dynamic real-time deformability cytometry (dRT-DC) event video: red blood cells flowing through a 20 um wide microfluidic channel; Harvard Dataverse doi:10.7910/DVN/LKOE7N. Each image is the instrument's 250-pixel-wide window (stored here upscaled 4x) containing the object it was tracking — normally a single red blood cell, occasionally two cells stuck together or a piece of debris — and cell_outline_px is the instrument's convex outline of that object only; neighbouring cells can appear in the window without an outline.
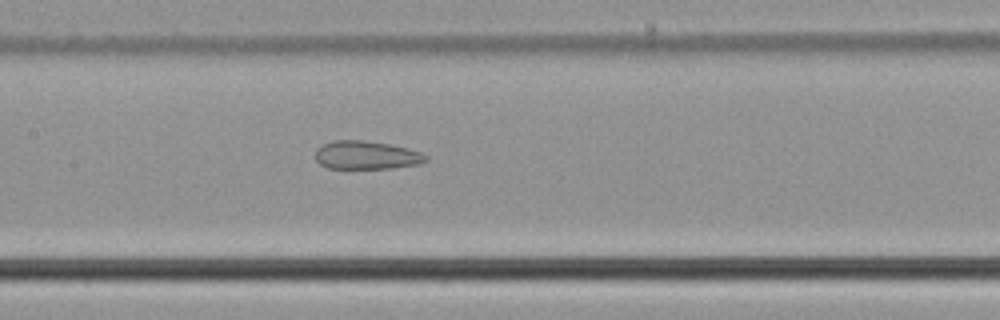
{"species": "common noctule bat (a hibernating species)", "species_latin": "Nyctalus noctula", "temperature_condition": "cold", "stored_images_in_passage": 47, "camera_frame_rate_fps": 3000, "um_per_image_px": 0.085, "animal": {"sex": "male", "body_mass_g": 21.5, "forearm_length_mm": 52.0}, "frame": {"image": 1, "passage_image": 21, "time_ms": 6.667, "image_size_px": [1000, 320], "cell_outline_px": [[428, 160], [420, 164], [392, 168], [328, 168], [320, 164], [316, 160], [316, 148], [332, 140], [364, 140], [388, 144], [408, 148], [420, 152], [428, 156]], "centroid_in_image_um": [31.15, 13.18], "position_along_channel_um": 176.2, "area_um2": 18.26}}
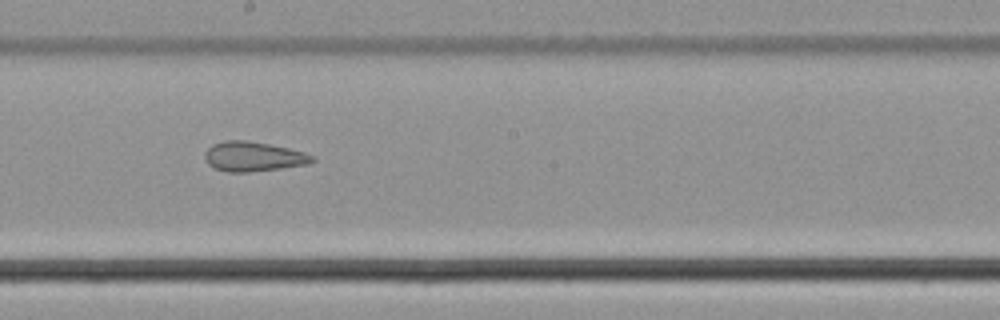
{"frame": {"image": 2, "passage_image": 25, "time_ms": 8.0, "image_size_px": [1000, 320], "cell_outline_px": [[316, 160], [308, 164], [280, 168], [248, 172], [228, 172], [216, 168], [208, 164], [204, 156], [204, 152], [212, 144], [224, 140], [244, 140], [268, 144], [288, 148], [304, 152], [316, 156]], "centroid_in_image_um": [21.54, 13.3], "position_along_channel_um": 226.7, "area_um2": 18.55}}
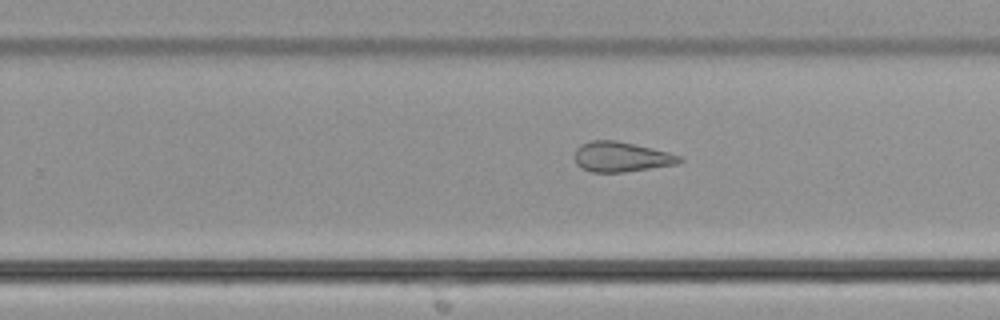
{"frame": {"image": 3, "passage_image": 29, "time_ms": 9.333, "image_size_px": [1000, 320], "cell_outline_px": [[684, 160], [676, 164], [624, 172], [592, 172], [576, 164], [576, 148], [580, 144], [592, 140], [616, 140], [652, 148], [668, 152], [680, 156]], "centroid_in_image_um": [52.8, 13.32], "position_along_channel_um": 277.0, "area_um2": 18.15}, "authors_computed_cell_mechanics": {"area_um2": 18.6116, "velocity_mm_per_s": 3.7917, "shape_relaxation_time_tau1_ms": null, "shape_relaxation_time_tau2_ms": 2.4952, "deformation_change_tau1": null, "deformation_change_tau2": 0.1236}}